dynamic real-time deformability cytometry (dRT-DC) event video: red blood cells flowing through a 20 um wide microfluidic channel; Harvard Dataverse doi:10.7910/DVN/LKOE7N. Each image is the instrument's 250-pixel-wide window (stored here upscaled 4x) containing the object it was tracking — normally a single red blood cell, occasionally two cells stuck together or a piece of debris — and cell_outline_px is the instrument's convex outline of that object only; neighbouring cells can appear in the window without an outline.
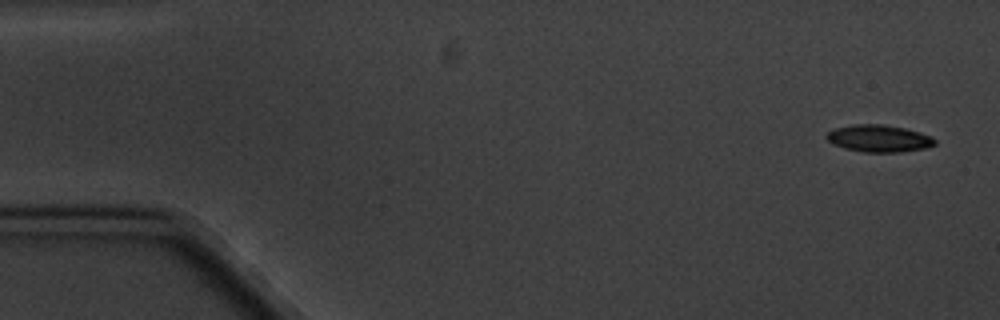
{"species": "common noctule bat (a hibernating species)", "species_latin": "Nyctalus noctula", "temperature_condition": "cold", "stored_images_in_passage": 7, "camera_frame_rate_fps": 3000, "um_per_image_px": 0.085, "animal": {"sex": "male", "body_mass_g": 20.1, "forearm_length_mm": 53.5}, "frame": {"image": 1, "passage_image": 1, "time_ms": 0.0, "image_size_px": [1000, 320], "cell_outline_px": [[936, 144], [924, 148], [900, 152], [864, 152], [844, 148], [832, 144], [824, 136], [832, 128], [852, 124], [880, 124], [904, 128], [920, 132], [932, 136], [936, 140]], "centroid_in_image_um": [74.67, 11.76], "position_along_channel_um": 10.3, "area_um2": 17.22}}
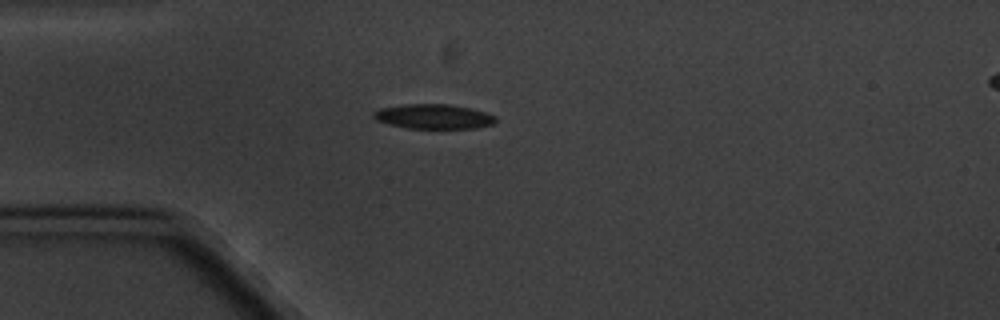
{"frame": {"image": 2, "passage_image": 4, "time_ms": 4.333, "image_size_px": [1000, 320], "cell_outline_px": [[496, 120], [492, 124], [476, 128], [408, 128], [376, 120], [372, 116], [372, 112], [380, 108], [404, 104], [448, 104], [472, 108], [496, 116]], "centroid_in_image_um": [36.85, 9.89], "position_along_channel_um": 48.1, "area_um2": 17.46}}